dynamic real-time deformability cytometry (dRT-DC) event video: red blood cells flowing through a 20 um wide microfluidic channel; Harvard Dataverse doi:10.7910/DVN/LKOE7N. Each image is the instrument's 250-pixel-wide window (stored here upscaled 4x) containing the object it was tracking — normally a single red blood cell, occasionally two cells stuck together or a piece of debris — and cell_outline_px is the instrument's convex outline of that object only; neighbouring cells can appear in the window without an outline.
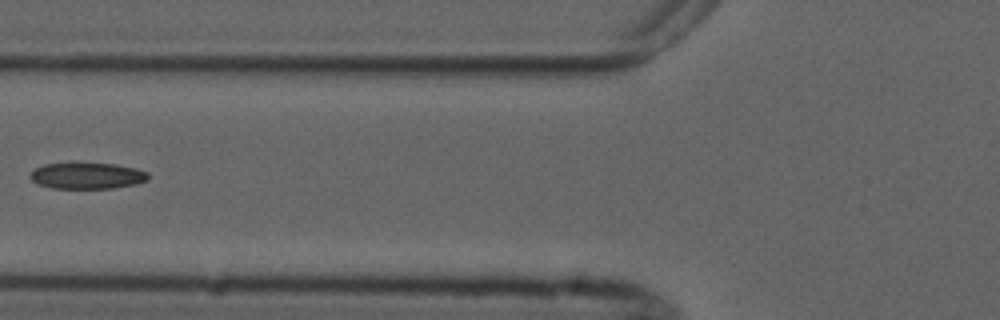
{"species": "common noctule bat (a hibernating species)", "species_latin": "Nyctalus noctula", "temperature_condition": "cold", "stored_images_in_passage": 5, "camera_frame_rate_fps": 3000, "um_per_image_px": 0.085, "animal": {"sex": "male", "forearm_length_mm": 52.5}, "frame": {"image": 1, "passage_image": 4, "time_ms": 3.667, "image_size_px": [1000, 320], "cell_outline_px": [[148, 180], [136, 184], [112, 188], [52, 188], [36, 184], [28, 176], [36, 168], [44, 164], [116, 164], [136, 168], [148, 172]], "centroid_in_image_um": [7.41, 14.95], "position_along_channel_um": 118.4, "area_um2": 17.86}}
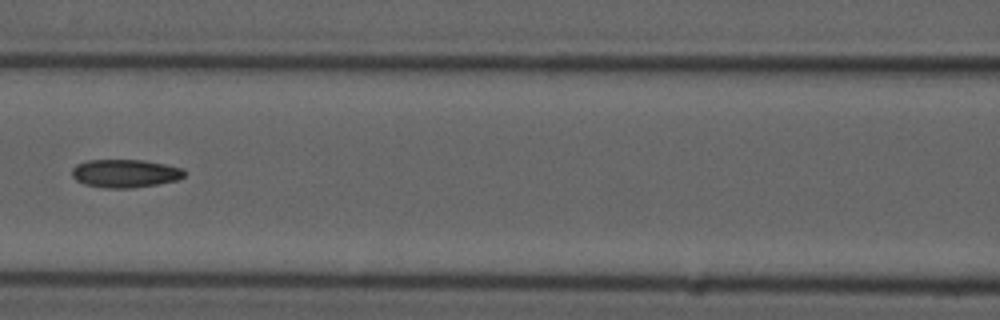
{"frame": {"image": 2, "passage_image": 5, "time_ms": 4.667, "image_size_px": [1000, 320], "cell_outline_px": [[188, 172], [184, 176], [176, 180], [156, 184], [128, 188], [104, 188], [84, 184], [76, 180], [72, 176], [72, 168], [76, 164], [88, 160], [144, 160], [184, 168]], "centroid_in_image_um": [10.63, 14.73], "position_along_channel_um": 156.0, "area_um2": 18.5}}